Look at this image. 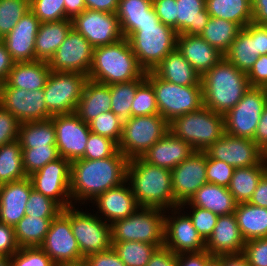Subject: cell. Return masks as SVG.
Returning <instances> with one entry per match:
<instances>
[{
    "label": "cell",
    "mask_w": 267,
    "mask_h": 266,
    "mask_svg": "<svg viewBox=\"0 0 267 266\" xmlns=\"http://www.w3.org/2000/svg\"><path fill=\"white\" fill-rule=\"evenodd\" d=\"M58 266H91V265L86 260V258H84L82 260L74 261V262H71V263H65V264H61V265H58Z\"/></svg>",
    "instance_id": "72"
},
{
    "label": "cell",
    "mask_w": 267,
    "mask_h": 266,
    "mask_svg": "<svg viewBox=\"0 0 267 266\" xmlns=\"http://www.w3.org/2000/svg\"><path fill=\"white\" fill-rule=\"evenodd\" d=\"M260 51L257 45V25L250 23L244 27L231 43L224 57L238 70L246 74L259 58Z\"/></svg>",
    "instance_id": "28"
},
{
    "label": "cell",
    "mask_w": 267,
    "mask_h": 266,
    "mask_svg": "<svg viewBox=\"0 0 267 266\" xmlns=\"http://www.w3.org/2000/svg\"><path fill=\"white\" fill-rule=\"evenodd\" d=\"M29 10V0H0V40Z\"/></svg>",
    "instance_id": "46"
},
{
    "label": "cell",
    "mask_w": 267,
    "mask_h": 266,
    "mask_svg": "<svg viewBox=\"0 0 267 266\" xmlns=\"http://www.w3.org/2000/svg\"><path fill=\"white\" fill-rule=\"evenodd\" d=\"M176 48L201 76L224 57L200 36L179 34Z\"/></svg>",
    "instance_id": "27"
},
{
    "label": "cell",
    "mask_w": 267,
    "mask_h": 266,
    "mask_svg": "<svg viewBox=\"0 0 267 266\" xmlns=\"http://www.w3.org/2000/svg\"><path fill=\"white\" fill-rule=\"evenodd\" d=\"M177 32L162 22H146L128 38L139 65L152 71L164 57L176 49Z\"/></svg>",
    "instance_id": "6"
},
{
    "label": "cell",
    "mask_w": 267,
    "mask_h": 266,
    "mask_svg": "<svg viewBox=\"0 0 267 266\" xmlns=\"http://www.w3.org/2000/svg\"><path fill=\"white\" fill-rule=\"evenodd\" d=\"M15 61L11 54L6 49L4 43L0 40V83L4 82L9 74V71L14 66Z\"/></svg>",
    "instance_id": "65"
},
{
    "label": "cell",
    "mask_w": 267,
    "mask_h": 266,
    "mask_svg": "<svg viewBox=\"0 0 267 266\" xmlns=\"http://www.w3.org/2000/svg\"><path fill=\"white\" fill-rule=\"evenodd\" d=\"M88 75L51 71L44 87L47 119L54 115L75 113Z\"/></svg>",
    "instance_id": "10"
},
{
    "label": "cell",
    "mask_w": 267,
    "mask_h": 266,
    "mask_svg": "<svg viewBox=\"0 0 267 266\" xmlns=\"http://www.w3.org/2000/svg\"><path fill=\"white\" fill-rule=\"evenodd\" d=\"M206 0H176L177 34L200 36L210 15Z\"/></svg>",
    "instance_id": "35"
},
{
    "label": "cell",
    "mask_w": 267,
    "mask_h": 266,
    "mask_svg": "<svg viewBox=\"0 0 267 266\" xmlns=\"http://www.w3.org/2000/svg\"><path fill=\"white\" fill-rule=\"evenodd\" d=\"M257 45L260 55L267 54V29L263 25H257Z\"/></svg>",
    "instance_id": "70"
},
{
    "label": "cell",
    "mask_w": 267,
    "mask_h": 266,
    "mask_svg": "<svg viewBox=\"0 0 267 266\" xmlns=\"http://www.w3.org/2000/svg\"><path fill=\"white\" fill-rule=\"evenodd\" d=\"M242 29L240 25L231 21L210 17L200 37L225 55Z\"/></svg>",
    "instance_id": "39"
},
{
    "label": "cell",
    "mask_w": 267,
    "mask_h": 266,
    "mask_svg": "<svg viewBox=\"0 0 267 266\" xmlns=\"http://www.w3.org/2000/svg\"><path fill=\"white\" fill-rule=\"evenodd\" d=\"M19 248L14 227L0 222V256L12 257Z\"/></svg>",
    "instance_id": "58"
},
{
    "label": "cell",
    "mask_w": 267,
    "mask_h": 266,
    "mask_svg": "<svg viewBox=\"0 0 267 266\" xmlns=\"http://www.w3.org/2000/svg\"><path fill=\"white\" fill-rule=\"evenodd\" d=\"M127 38L94 48L88 78L104 84L123 83L145 78Z\"/></svg>",
    "instance_id": "4"
},
{
    "label": "cell",
    "mask_w": 267,
    "mask_h": 266,
    "mask_svg": "<svg viewBox=\"0 0 267 266\" xmlns=\"http://www.w3.org/2000/svg\"><path fill=\"white\" fill-rule=\"evenodd\" d=\"M117 18L122 34L129 38L146 22H161L155 13L152 0H119Z\"/></svg>",
    "instance_id": "30"
},
{
    "label": "cell",
    "mask_w": 267,
    "mask_h": 266,
    "mask_svg": "<svg viewBox=\"0 0 267 266\" xmlns=\"http://www.w3.org/2000/svg\"><path fill=\"white\" fill-rule=\"evenodd\" d=\"M205 7L210 17L231 21L242 28L252 23L251 0H206Z\"/></svg>",
    "instance_id": "37"
},
{
    "label": "cell",
    "mask_w": 267,
    "mask_h": 266,
    "mask_svg": "<svg viewBox=\"0 0 267 266\" xmlns=\"http://www.w3.org/2000/svg\"><path fill=\"white\" fill-rule=\"evenodd\" d=\"M205 266H222V255L213 256Z\"/></svg>",
    "instance_id": "71"
},
{
    "label": "cell",
    "mask_w": 267,
    "mask_h": 266,
    "mask_svg": "<svg viewBox=\"0 0 267 266\" xmlns=\"http://www.w3.org/2000/svg\"><path fill=\"white\" fill-rule=\"evenodd\" d=\"M252 23L256 25L267 24V0H251Z\"/></svg>",
    "instance_id": "66"
},
{
    "label": "cell",
    "mask_w": 267,
    "mask_h": 266,
    "mask_svg": "<svg viewBox=\"0 0 267 266\" xmlns=\"http://www.w3.org/2000/svg\"><path fill=\"white\" fill-rule=\"evenodd\" d=\"M32 189L29 177L0 185V222L14 227L25 216Z\"/></svg>",
    "instance_id": "24"
},
{
    "label": "cell",
    "mask_w": 267,
    "mask_h": 266,
    "mask_svg": "<svg viewBox=\"0 0 267 266\" xmlns=\"http://www.w3.org/2000/svg\"><path fill=\"white\" fill-rule=\"evenodd\" d=\"M117 151L118 145L112 139L90 132L82 159H104L113 156Z\"/></svg>",
    "instance_id": "51"
},
{
    "label": "cell",
    "mask_w": 267,
    "mask_h": 266,
    "mask_svg": "<svg viewBox=\"0 0 267 266\" xmlns=\"http://www.w3.org/2000/svg\"><path fill=\"white\" fill-rule=\"evenodd\" d=\"M112 247L126 266H146L159 246L139 241H123L114 242Z\"/></svg>",
    "instance_id": "44"
},
{
    "label": "cell",
    "mask_w": 267,
    "mask_h": 266,
    "mask_svg": "<svg viewBox=\"0 0 267 266\" xmlns=\"http://www.w3.org/2000/svg\"><path fill=\"white\" fill-rule=\"evenodd\" d=\"M169 131V122L160 114L131 117L123 122L118 150L128 160L142 155Z\"/></svg>",
    "instance_id": "9"
},
{
    "label": "cell",
    "mask_w": 267,
    "mask_h": 266,
    "mask_svg": "<svg viewBox=\"0 0 267 266\" xmlns=\"http://www.w3.org/2000/svg\"><path fill=\"white\" fill-rule=\"evenodd\" d=\"M41 22L29 9L1 41L15 62L35 60V39Z\"/></svg>",
    "instance_id": "21"
},
{
    "label": "cell",
    "mask_w": 267,
    "mask_h": 266,
    "mask_svg": "<svg viewBox=\"0 0 267 266\" xmlns=\"http://www.w3.org/2000/svg\"><path fill=\"white\" fill-rule=\"evenodd\" d=\"M70 175L71 162L59 157L28 177L34 190L51 198L65 209L73 205L70 200Z\"/></svg>",
    "instance_id": "13"
},
{
    "label": "cell",
    "mask_w": 267,
    "mask_h": 266,
    "mask_svg": "<svg viewBox=\"0 0 267 266\" xmlns=\"http://www.w3.org/2000/svg\"><path fill=\"white\" fill-rule=\"evenodd\" d=\"M63 208L51 198L32 189L28 202L26 204L25 216L38 217V218H55Z\"/></svg>",
    "instance_id": "49"
},
{
    "label": "cell",
    "mask_w": 267,
    "mask_h": 266,
    "mask_svg": "<svg viewBox=\"0 0 267 266\" xmlns=\"http://www.w3.org/2000/svg\"><path fill=\"white\" fill-rule=\"evenodd\" d=\"M119 0H85L86 9L116 13Z\"/></svg>",
    "instance_id": "67"
},
{
    "label": "cell",
    "mask_w": 267,
    "mask_h": 266,
    "mask_svg": "<svg viewBox=\"0 0 267 266\" xmlns=\"http://www.w3.org/2000/svg\"><path fill=\"white\" fill-rule=\"evenodd\" d=\"M29 9L41 23L68 19L64 0H29Z\"/></svg>",
    "instance_id": "50"
},
{
    "label": "cell",
    "mask_w": 267,
    "mask_h": 266,
    "mask_svg": "<svg viewBox=\"0 0 267 266\" xmlns=\"http://www.w3.org/2000/svg\"><path fill=\"white\" fill-rule=\"evenodd\" d=\"M165 81L181 86L202 85L201 75L176 48L152 70Z\"/></svg>",
    "instance_id": "31"
},
{
    "label": "cell",
    "mask_w": 267,
    "mask_h": 266,
    "mask_svg": "<svg viewBox=\"0 0 267 266\" xmlns=\"http://www.w3.org/2000/svg\"><path fill=\"white\" fill-rule=\"evenodd\" d=\"M26 177L20 141L0 146V185Z\"/></svg>",
    "instance_id": "42"
},
{
    "label": "cell",
    "mask_w": 267,
    "mask_h": 266,
    "mask_svg": "<svg viewBox=\"0 0 267 266\" xmlns=\"http://www.w3.org/2000/svg\"><path fill=\"white\" fill-rule=\"evenodd\" d=\"M20 122L0 104V146L18 139Z\"/></svg>",
    "instance_id": "56"
},
{
    "label": "cell",
    "mask_w": 267,
    "mask_h": 266,
    "mask_svg": "<svg viewBox=\"0 0 267 266\" xmlns=\"http://www.w3.org/2000/svg\"><path fill=\"white\" fill-rule=\"evenodd\" d=\"M22 156L27 177L60 157L56 145L22 148Z\"/></svg>",
    "instance_id": "45"
},
{
    "label": "cell",
    "mask_w": 267,
    "mask_h": 266,
    "mask_svg": "<svg viewBox=\"0 0 267 266\" xmlns=\"http://www.w3.org/2000/svg\"><path fill=\"white\" fill-rule=\"evenodd\" d=\"M159 114L156 95L152 84L145 79L135 92L131 106V116Z\"/></svg>",
    "instance_id": "47"
},
{
    "label": "cell",
    "mask_w": 267,
    "mask_h": 266,
    "mask_svg": "<svg viewBox=\"0 0 267 266\" xmlns=\"http://www.w3.org/2000/svg\"><path fill=\"white\" fill-rule=\"evenodd\" d=\"M169 131L189 143L195 151H205L225 134L224 115L202 106L174 118L169 122Z\"/></svg>",
    "instance_id": "5"
},
{
    "label": "cell",
    "mask_w": 267,
    "mask_h": 266,
    "mask_svg": "<svg viewBox=\"0 0 267 266\" xmlns=\"http://www.w3.org/2000/svg\"><path fill=\"white\" fill-rule=\"evenodd\" d=\"M54 218L24 216L15 226V238L18 246L40 247L47 235L50 223Z\"/></svg>",
    "instance_id": "41"
},
{
    "label": "cell",
    "mask_w": 267,
    "mask_h": 266,
    "mask_svg": "<svg viewBox=\"0 0 267 266\" xmlns=\"http://www.w3.org/2000/svg\"><path fill=\"white\" fill-rule=\"evenodd\" d=\"M146 78H139L129 82L114 83L109 85L111 93V111L123 122L129 120L131 116V106L134 100L137 87Z\"/></svg>",
    "instance_id": "43"
},
{
    "label": "cell",
    "mask_w": 267,
    "mask_h": 266,
    "mask_svg": "<svg viewBox=\"0 0 267 266\" xmlns=\"http://www.w3.org/2000/svg\"><path fill=\"white\" fill-rule=\"evenodd\" d=\"M253 140L263 151L267 149V105L261 114Z\"/></svg>",
    "instance_id": "64"
},
{
    "label": "cell",
    "mask_w": 267,
    "mask_h": 266,
    "mask_svg": "<svg viewBox=\"0 0 267 266\" xmlns=\"http://www.w3.org/2000/svg\"><path fill=\"white\" fill-rule=\"evenodd\" d=\"M0 104L20 123L47 119L44 88L32 91L9 87L0 83Z\"/></svg>",
    "instance_id": "19"
},
{
    "label": "cell",
    "mask_w": 267,
    "mask_h": 266,
    "mask_svg": "<svg viewBox=\"0 0 267 266\" xmlns=\"http://www.w3.org/2000/svg\"><path fill=\"white\" fill-rule=\"evenodd\" d=\"M267 172V165L234 168L228 190L237 204L248 203L261 177Z\"/></svg>",
    "instance_id": "38"
},
{
    "label": "cell",
    "mask_w": 267,
    "mask_h": 266,
    "mask_svg": "<svg viewBox=\"0 0 267 266\" xmlns=\"http://www.w3.org/2000/svg\"><path fill=\"white\" fill-rule=\"evenodd\" d=\"M222 266H250L245 256L241 254L222 255Z\"/></svg>",
    "instance_id": "69"
},
{
    "label": "cell",
    "mask_w": 267,
    "mask_h": 266,
    "mask_svg": "<svg viewBox=\"0 0 267 266\" xmlns=\"http://www.w3.org/2000/svg\"><path fill=\"white\" fill-rule=\"evenodd\" d=\"M159 20L177 32L176 0H152Z\"/></svg>",
    "instance_id": "57"
},
{
    "label": "cell",
    "mask_w": 267,
    "mask_h": 266,
    "mask_svg": "<svg viewBox=\"0 0 267 266\" xmlns=\"http://www.w3.org/2000/svg\"><path fill=\"white\" fill-rule=\"evenodd\" d=\"M250 87L267 88V54L260 55L247 73Z\"/></svg>",
    "instance_id": "59"
},
{
    "label": "cell",
    "mask_w": 267,
    "mask_h": 266,
    "mask_svg": "<svg viewBox=\"0 0 267 266\" xmlns=\"http://www.w3.org/2000/svg\"><path fill=\"white\" fill-rule=\"evenodd\" d=\"M141 211V212H140ZM164 209L139 207L132 215L113 222L111 243L139 241L164 246Z\"/></svg>",
    "instance_id": "8"
},
{
    "label": "cell",
    "mask_w": 267,
    "mask_h": 266,
    "mask_svg": "<svg viewBox=\"0 0 267 266\" xmlns=\"http://www.w3.org/2000/svg\"><path fill=\"white\" fill-rule=\"evenodd\" d=\"M188 202L217 216L234 213L237 205L228 188L208 182L196 191Z\"/></svg>",
    "instance_id": "34"
},
{
    "label": "cell",
    "mask_w": 267,
    "mask_h": 266,
    "mask_svg": "<svg viewBox=\"0 0 267 266\" xmlns=\"http://www.w3.org/2000/svg\"><path fill=\"white\" fill-rule=\"evenodd\" d=\"M127 181L129 186L131 183L139 207L173 208L175 215L180 214L179 205L174 200L171 170L154 166L137 157L128 162Z\"/></svg>",
    "instance_id": "2"
},
{
    "label": "cell",
    "mask_w": 267,
    "mask_h": 266,
    "mask_svg": "<svg viewBox=\"0 0 267 266\" xmlns=\"http://www.w3.org/2000/svg\"><path fill=\"white\" fill-rule=\"evenodd\" d=\"M194 151L189 143L183 141L181 138L175 137L168 131L141 158L154 166L172 170L193 154Z\"/></svg>",
    "instance_id": "25"
},
{
    "label": "cell",
    "mask_w": 267,
    "mask_h": 266,
    "mask_svg": "<svg viewBox=\"0 0 267 266\" xmlns=\"http://www.w3.org/2000/svg\"><path fill=\"white\" fill-rule=\"evenodd\" d=\"M110 110L111 93L109 85L88 78L75 113L83 122L89 123L102 112Z\"/></svg>",
    "instance_id": "32"
},
{
    "label": "cell",
    "mask_w": 267,
    "mask_h": 266,
    "mask_svg": "<svg viewBox=\"0 0 267 266\" xmlns=\"http://www.w3.org/2000/svg\"><path fill=\"white\" fill-rule=\"evenodd\" d=\"M72 28L83 35L93 48L124 38L116 13L85 9L71 19Z\"/></svg>",
    "instance_id": "15"
},
{
    "label": "cell",
    "mask_w": 267,
    "mask_h": 266,
    "mask_svg": "<svg viewBox=\"0 0 267 266\" xmlns=\"http://www.w3.org/2000/svg\"><path fill=\"white\" fill-rule=\"evenodd\" d=\"M203 106L225 115L250 88L247 74L223 57L201 76Z\"/></svg>",
    "instance_id": "3"
},
{
    "label": "cell",
    "mask_w": 267,
    "mask_h": 266,
    "mask_svg": "<svg viewBox=\"0 0 267 266\" xmlns=\"http://www.w3.org/2000/svg\"><path fill=\"white\" fill-rule=\"evenodd\" d=\"M207 154L194 151L187 159L171 170L174 200L178 205L191 199L205 183Z\"/></svg>",
    "instance_id": "20"
},
{
    "label": "cell",
    "mask_w": 267,
    "mask_h": 266,
    "mask_svg": "<svg viewBox=\"0 0 267 266\" xmlns=\"http://www.w3.org/2000/svg\"><path fill=\"white\" fill-rule=\"evenodd\" d=\"M40 247L57 266L84 259L71 229V206L51 221Z\"/></svg>",
    "instance_id": "12"
},
{
    "label": "cell",
    "mask_w": 267,
    "mask_h": 266,
    "mask_svg": "<svg viewBox=\"0 0 267 266\" xmlns=\"http://www.w3.org/2000/svg\"><path fill=\"white\" fill-rule=\"evenodd\" d=\"M164 215V246L175 254L205 250V241L199 235L187 215L166 217Z\"/></svg>",
    "instance_id": "22"
},
{
    "label": "cell",
    "mask_w": 267,
    "mask_h": 266,
    "mask_svg": "<svg viewBox=\"0 0 267 266\" xmlns=\"http://www.w3.org/2000/svg\"><path fill=\"white\" fill-rule=\"evenodd\" d=\"M101 218L71 206V229L84 258L112 247L111 225Z\"/></svg>",
    "instance_id": "14"
},
{
    "label": "cell",
    "mask_w": 267,
    "mask_h": 266,
    "mask_svg": "<svg viewBox=\"0 0 267 266\" xmlns=\"http://www.w3.org/2000/svg\"><path fill=\"white\" fill-rule=\"evenodd\" d=\"M86 260L91 266H126L113 247L103 252L92 253Z\"/></svg>",
    "instance_id": "60"
},
{
    "label": "cell",
    "mask_w": 267,
    "mask_h": 266,
    "mask_svg": "<svg viewBox=\"0 0 267 266\" xmlns=\"http://www.w3.org/2000/svg\"><path fill=\"white\" fill-rule=\"evenodd\" d=\"M88 124L92 133L112 139L118 145L122 136L123 121L111 110L102 112Z\"/></svg>",
    "instance_id": "48"
},
{
    "label": "cell",
    "mask_w": 267,
    "mask_h": 266,
    "mask_svg": "<svg viewBox=\"0 0 267 266\" xmlns=\"http://www.w3.org/2000/svg\"><path fill=\"white\" fill-rule=\"evenodd\" d=\"M51 119L59 156L70 162L83 158L91 132L89 124L83 122L76 113L54 115Z\"/></svg>",
    "instance_id": "18"
},
{
    "label": "cell",
    "mask_w": 267,
    "mask_h": 266,
    "mask_svg": "<svg viewBox=\"0 0 267 266\" xmlns=\"http://www.w3.org/2000/svg\"><path fill=\"white\" fill-rule=\"evenodd\" d=\"M0 266H11V257L0 256Z\"/></svg>",
    "instance_id": "73"
},
{
    "label": "cell",
    "mask_w": 267,
    "mask_h": 266,
    "mask_svg": "<svg viewBox=\"0 0 267 266\" xmlns=\"http://www.w3.org/2000/svg\"><path fill=\"white\" fill-rule=\"evenodd\" d=\"M11 266H57L41 247H21L11 257Z\"/></svg>",
    "instance_id": "52"
},
{
    "label": "cell",
    "mask_w": 267,
    "mask_h": 266,
    "mask_svg": "<svg viewBox=\"0 0 267 266\" xmlns=\"http://www.w3.org/2000/svg\"><path fill=\"white\" fill-rule=\"evenodd\" d=\"M64 6L68 19H72L86 9L85 0H64Z\"/></svg>",
    "instance_id": "68"
},
{
    "label": "cell",
    "mask_w": 267,
    "mask_h": 266,
    "mask_svg": "<svg viewBox=\"0 0 267 266\" xmlns=\"http://www.w3.org/2000/svg\"><path fill=\"white\" fill-rule=\"evenodd\" d=\"M234 168L223 162L207 156L206 177L208 183L228 188Z\"/></svg>",
    "instance_id": "54"
},
{
    "label": "cell",
    "mask_w": 267,
    "mask_h": 266,
    "mask_svg": "<svg viewBox=\"0 0 267 266\" xmlns=\"http://www.w3.org/2000/svg\"><path fill=\"white\" fill-rule=\"evenodd\" d=\"M94 48L73 28L49 60L51 71L89 74Z\"/></svg>",
    "instance_id": "17"
},
{
    "label": "cell",
    "mask_w": 267,
    "mask_h": 266,
    "mask_svg": "<svg viewBox=\"0 0 267 266\" xmlns=\"http://www.w3.org/2000/svg\"><path fill=\"white\" fill-rule=\"evenodd\" d=\"M152 84L159 114L168 122L203 106L202 85L181 86L158 77L153 71L145 73Z\"/></svg>",
    "instance_id": "7"
},
{
    "label": "cell",
    "mask_w": 267,
    "mask_h": 266,
    "mask_svg": "<svg viewBox=\"0 0 267 266\" xmlns=\"http://www.w3.org/2000/svg\"><path fill=\"white\" fill-rule=\"evenodd\" d=\"M245 242L232 213L218 216L213 232L205 242V250L212 256L241 254Z\"/></svg>",
    "instance_id": "23"
},
{
    "label": "cell",
    "mask_w": 267,
    "mask_h": 266,
    "mask_svg": "<svg viewBox=\"0 0 267 266\" xmlns=\"http://www.w3.org/2000/svg\"><path fill=\"white\" fill-rule=\"evenodd\" d=\"M245 241L267 237V208L250 203H239L234 211Z\"/></svg>",
    "instance_id": "36"
},
{
    "label": "cell",
    "mask_w": 267,
    "mask_h": 266,
    "mask_svg": "<svg viewBox=\"0 0 267 266\" xmlns=\"http://www.w3.org/2000/svg\"><path fill=\"white\" fill-rule=\"evenodd\" d=\"M242 254L250 266H267V237L246 241Z\"/></svg>",
    "instance_id": "55"
},
{
    "label": "cell",
    "mask_w": 267,
    "mask_h": 266,
    "mask_svg": "<svg viewBox=\"0 0 267 266\" xmlns=\"http://www.w3.org/2000/svg\"><path fill=\"white\" fill-rule=\"evenodd\" d=\"M146 266H177V254L165 246L158 247Z\"/></svg>",
    "instance_id": "61"
},
{
    "label": "cell",
    "mask_w": 267,
    "mask_h": 266,
    "mask_svg": "<svg viewBox=\"0 0 267 266\" xmlns=\"http://www.w3.org/2000/svg\"><path fill=\"white\" fill-rule=\"evenodd\" d=\"M209 158L223 161L233 168L267 165L264 151L253 139L224 134L205 150Z\"/></svg>",
    "instance_id": "16"
},
{
    "label": "cell",
    "mask_w": 267,
    "mask_h": 266,
    "mask_svg": "<svg viewBox=\"0 0 267 266\" xmlns=\"http://www.w3.org/2000/svg\"><path fill=\"white\" fill-rule=\"evenodd\" d=\"M248 203L267 208V172L259 180Z\"/></svg>",
    "instance_id": "63"
},
{
    "label": "cell",
    "mask_w": 267,
    "mask_h": 266,
    "mask_svg": "<svg viewBox=\"0 0 267 266\" xmlns=\"http://www.w3.org/2000/svg\"><path fill=\"white\" fill-rule=\"evenodd\" d=\"M264 159L267 162V149L264 151Z\"/></svg>",
    "instance_id": "74"
},
{
    "label": "cell",
    "mask_w": 267,
    "mask_h": 266,
    "mask_svg": "<svg viewBox=\"0 0 267 266\" xmlns=\"http://www.w3.org/2000/svg\"><path fill=\"white\" fill-rule=\"evenodd\" d=\"M212 257L213 256L206 250L181 253L177 255V266H205Z\"/></svg>",
    "instance_id": "62"
},
{
    "label": "cell",
    "mask_w": 267,
    "mask_h": 266,
    "mask_svg": "<svg viewBox=\"0 0 267 266\" xmlns=\"http://www.w3.org/2000/svg\"><path fill=\"white\" fill-rule=\"evenodd\" d=\"M267 105V88L250 87L225 115V133L253 139L261 114Z\"/></svg>",
    "instance_id": "11"
},
{
    "label": "cell",
    "mask_w": 267,
    "mask_h": 266,
    "mask_svg": "<svg viewBox=\"0 0 267 266\" xmlns=\"http://www.w3.org/2000/svg\"><path fill=\"white\" fill-rule=\"evenodd\" d=\"M71 29V19L41 23L35 39V60L49 62Z\"/></svg>",
    "instance_id": "33"
},
{
    "label": "cell",
    "mask_w": 267,
    "mask_h": 266,
    "mask_svg": "<svg viewBox=\"0 0 267 266\" xmlns=\"http://www.w3.org/2000/svg\"><path fill=\"white\" fill-rule=\"evenodd\" d=\"M129 160L117 151L99 160L78 159L71 162L70 196L72 200H94L98 195L127 180Z\"/></svg>",
    "instance_id": "1"
},
{
    "label": "cell",
    "mask_w": 267,
    "mask_h": 266,
    "mask_svg": "<svg viewBox=\"0 0 267 266\" xmlns=\"http://www.w3.org/2000/svg\"><path fill=\"white\" fill-rule=\"evenodd\" d=\"M127 182L126 180L124 183L110 188L94 199L100 213L105 215V222L108 221L112 224L117 220L125 219L139 208L131 187H125Z\"/></svg>",
    "instance_id": "26"
},
{
    "label": "cell",
    "mask_w": 267,
    "mask_h": 266,
    "mask_svg": "<svg viewBox=\"0 0 267 266\" xmlns=\"http://www.w3.org/2000/svg\"><path fill=\"white\" fill-rule=\"evenodd\" d=\"M50 73L51 69L46 61L15 62L4 82L9 87L32 91L44 88Z\"/></svg>",
    "instance_id": "29"
},
{
    "label": "cell",
    "mask_w": 267,
    "mask_h": 266,
    "mask_svg": "<svg viewBox=\"0 0 267 266\" xmlns=\"http://www.w3.org/2000/svg\"><path fill=\"white\" fill-rule=\"evenodd\" d=\"M186 203L193 209L192 215L190 214L189 216L193 226L196 228L202 239L206 242L213 232L218 216L209 210L195 207L188 201L179 205V209L183 208L182 206L187 205Z\"/></svg>",
    "instance_id": "53"
},
{
    "label": "cell",
    "mask_w": 267,
    "mask_h": 266,
    "mask_svg": "<svg viewBox=\"0 0 267 266\" xmlns=\"http://www.w3.org/2000/svg\"><path fill=\"white\" fill-rule=\"evenodd\" d=\"M18 140L22 148L56 145V133L52 119L21 123Z\"/></svg>",
    "instance_id": "40"
}]
</instances>
